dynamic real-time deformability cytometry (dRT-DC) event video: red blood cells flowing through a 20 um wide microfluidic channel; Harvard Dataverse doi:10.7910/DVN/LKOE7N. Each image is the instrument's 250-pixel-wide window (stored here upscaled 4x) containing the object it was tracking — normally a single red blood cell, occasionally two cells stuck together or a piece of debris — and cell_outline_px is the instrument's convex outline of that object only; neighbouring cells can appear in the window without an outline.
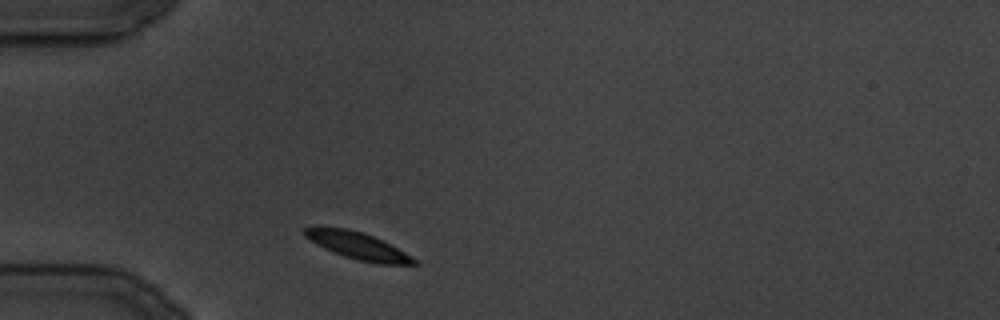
{"species": "common noctule bat (a hibernating species)", "species_latin": "Nyctalus noctula", "temperature_condition": "cold", "stored_images_in_passage": 15, "camera_frame_rate_fps": 3000, "um_per_image_px": 0.085, "animal": {"sex": "male", "body_mass_g": 19.5, "forearm_length_mm": 54.6}, "frame": {"image": 1, "passage_image": 1, "time_ms": 0.0, "image_size_px": [1000, 320], "cell_outline_px": [[420, 264], [376, 264], [344, 256], [316, 244], [304, 236], [300, 232], [304, 228], [348, 228], [372, 236], [412, 256]], "centroid_in_image_um": [30.4, 20.9], "position_along_channel_um": 54.6, "area_um2": 16.7}}
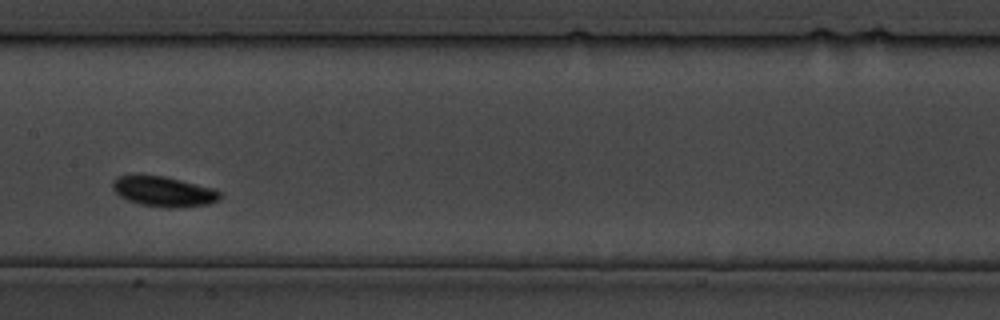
{"frame": {"image": 2, "passage_image": 9, "time_ms": 10.0, "image_size_px": [1000, 320], "cell_outline_px": [[220, 200], [208, 204], [172, 208], [168, 208], [140, 204], [128, 200], [120, 196], [112, 188], [112, 184], [120, 176], [136, 172], [140, 172], [164, 176], [212, 188], [220, 192]], "centroid_in_image_um": [13.86, 16.24], "position_along_channel_um": 193.5, "area_um2": 19.07}}
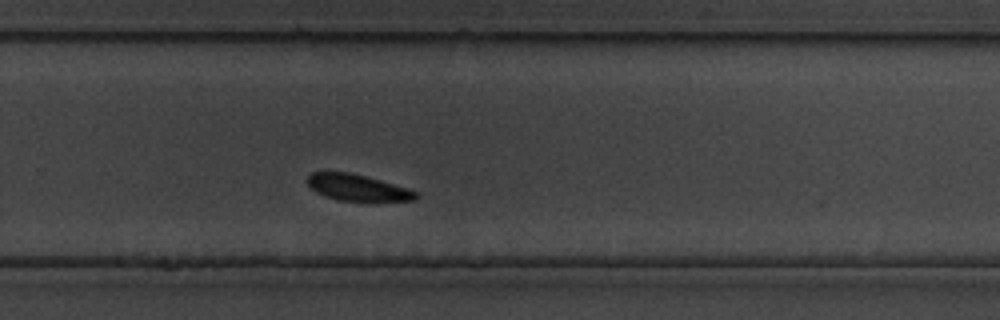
{"frame": {"image": 3, "passage_image": 15, "time_ms": 17.0, "image_size_px": [1000, 320], "cell_outline_px": [[420, 196], [416, 200], [340, 200], [324, 196], [316, 192], [308, 184], [308, 176], [312, 172], [348, 172], [364, 176], [408, 188], [416, 192]], "centroid_in_image_um": [30.38, 15.94], "position_along_channel_um": 299.4, "area_um2": 16.18}}